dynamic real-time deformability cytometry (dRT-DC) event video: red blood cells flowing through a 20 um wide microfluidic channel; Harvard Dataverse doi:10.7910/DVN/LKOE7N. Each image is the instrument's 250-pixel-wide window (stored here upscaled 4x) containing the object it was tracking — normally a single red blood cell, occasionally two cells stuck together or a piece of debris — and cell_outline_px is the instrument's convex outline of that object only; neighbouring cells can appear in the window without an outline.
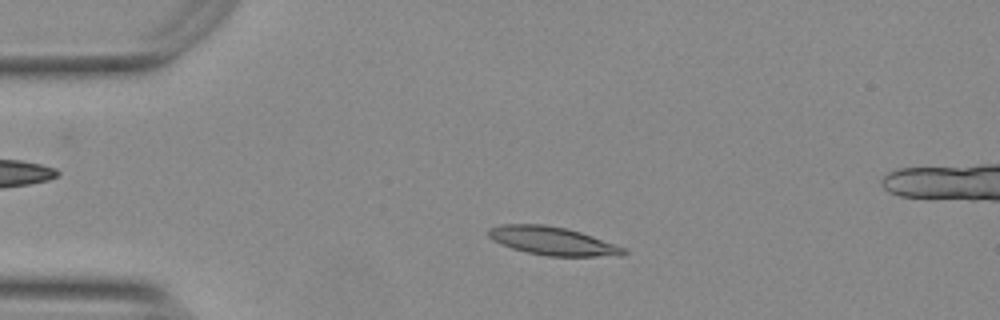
{"species": "Egyptian fruit bat (a non-hibernating species)", "species_latin": "Rousettus aegyptiacus", "temperature_condition": "warm", "stored_images_in_passage": 54, "segment_of_instrument_passage": [1, 2], "camera_frame_rate_fps": 3000, "um_per_image_px": 0.085, "animal": {"sex": "female"}, "frame": {"image": 1, "passage_image": 11, "time_ms": 3.333, "image_size_px": [1000, 320], "cell_outline_px": [[628, 252], [624, 256], [548, 256], [528, 252], [512, 248], [500, 244], [492, 240], [488, 236], [488, 228], [504, 224], [544, 224], [568, 228], [616, 244], [624, 248]], "centroid_in_image_um": [46.98, 20.48], "position_along_channel_um": 38.0, "area_um2": 22.37}}
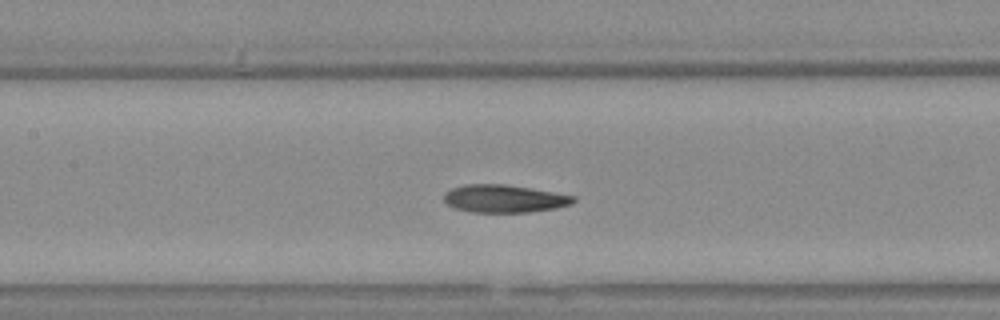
{"frame": {"image": 2, "passage_image": 24, "time_ms": 7.667, "image_size_px": [1000, 320], "cell_outline_px": [[576, 200], [572, 204], [556, 208], [528, 212], [472, 212], [456, 208], [448, 204], [444, 200], [444, 192], [452, 188], [464, 184], [504, 184], [576, 196]], "centroid_in_image_um": [42.85, 16.88], "position_along_channel_um": 164.5, "area_um2": 20.81}}
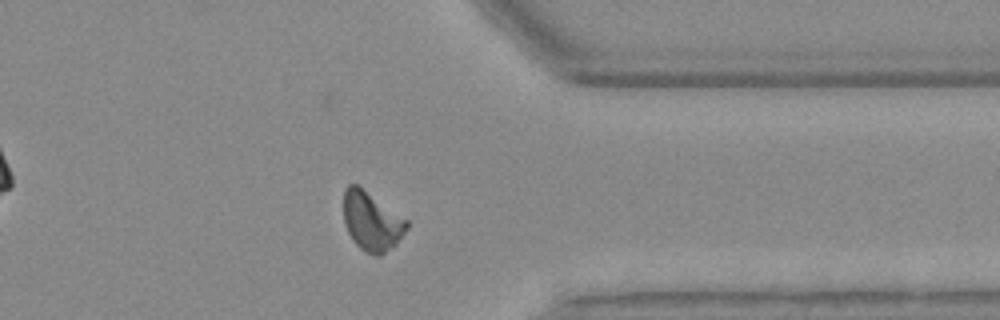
{"frame": {"image": 3, "passage_image": 42, "time_ms": 13.667, "image_size_px": [1000, 320], "cell_outline_px": [[408, 228], [396, 244], [380, 256], [376, 256], [364, 252], [352, 240], [344, 224], [344, 192], [348, 184], [356, 184], [408, 220]], "centroid_in_image_um": [31.59, 18.84], "position_along_channel_um": 379.8, "area_um2": 21.56}}